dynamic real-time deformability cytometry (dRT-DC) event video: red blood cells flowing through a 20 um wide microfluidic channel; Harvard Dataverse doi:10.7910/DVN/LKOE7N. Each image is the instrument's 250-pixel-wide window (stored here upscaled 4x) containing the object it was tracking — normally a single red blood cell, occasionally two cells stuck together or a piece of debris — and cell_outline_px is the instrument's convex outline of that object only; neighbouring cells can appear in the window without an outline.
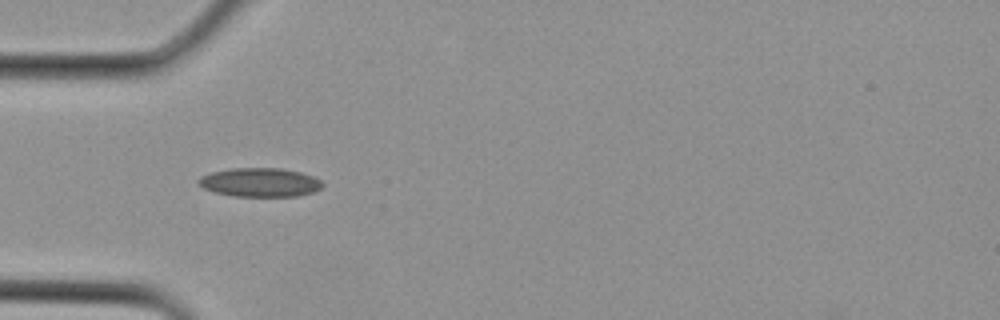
{"species": "Egyptian fruit bat (a non-hibernating species)", "species_latin": "Rousettus aegyptiacus", "temperature_condition": "cold", "stored_images_in_passage": 1, "camera_frame_rate_fps": 3000, "um_per_image_px": 0.085, "animal": {"sex": "female"}, "frame": {"image": 1, "passage_image": 1, "time_ms": 0.0, "image_size_px": [1000, 320], "cell_outline_px": [[324, 184], [320, 188], [312, 192], [296, 196], [236, 196], [216, 192], [204, 188], [196, 180], [200, 176], [212, 172], [232, 168], [280, 168], [300, 172], [312, 176], [320, 180]], "centroid_in_image_um": [22.09, 15.49], "position_along_channel_um": 62.9, "area_um2": 20.63}}